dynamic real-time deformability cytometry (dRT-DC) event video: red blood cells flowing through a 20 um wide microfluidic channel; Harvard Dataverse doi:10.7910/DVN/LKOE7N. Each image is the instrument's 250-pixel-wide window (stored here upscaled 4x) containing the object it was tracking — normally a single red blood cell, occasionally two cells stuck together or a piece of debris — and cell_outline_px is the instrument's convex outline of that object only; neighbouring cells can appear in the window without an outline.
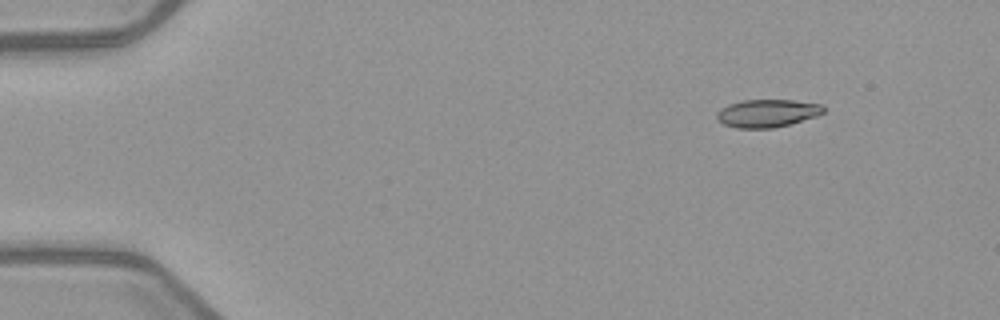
{"species": "common noctule bat (a hibernating species)", "species_latin": "Nyctalus noctula", "temperature_condition": "warm", "stored_images_in_passage": 4, "camera_frame_rate_fps": 3000, "um_per_image_px": 0.085, "animal": {"sex": "female", "body_mass_g": 21.9}, "frame": {"image": 1, "passage_image": 1, "time_ms": 0.0, "image_size_px": [1000, 320], "cell_outline_px": [[824, 112], [816, 116], [788, 124], [772, 128], [736, 128], [724, 124], [716, 120], [716, 112], [720, 108], [728, 104], [744, 100], [792, 100], [824, 104]], "centroid_in_image_um": [65.18, 9.62], "position_along_channel_um": 19.8, "area_um2": 17.34}}
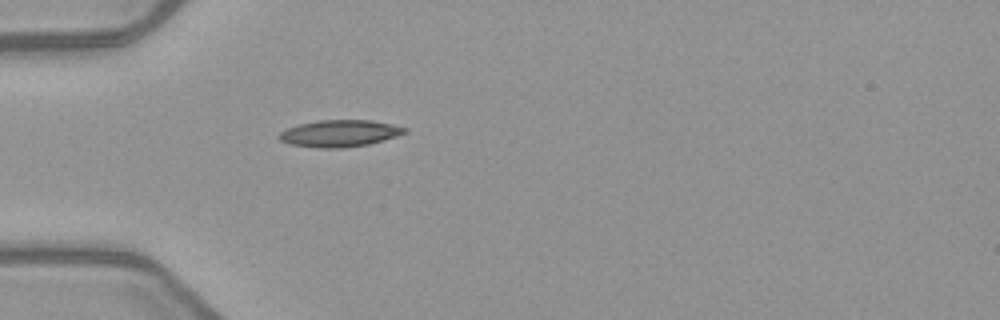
{"frame": {"image": 2, "passage_image": 4, "time_ms": 3.333, "image_size_px": [1000, 320], "cell_outline_px": [[408, 132], [384, 140], [368, 144], [340, 148], [316, 148], [288, 144], [280, 140], [276, 136], [280, 132], [288, 128], [300, 124], [316, 120], [372, 120], [392, 124], [408, 128]], "centroid_in_image_um": [28.86, 11.34], "position_along_channel_um": 56.1, "area_um2": 19.77}}